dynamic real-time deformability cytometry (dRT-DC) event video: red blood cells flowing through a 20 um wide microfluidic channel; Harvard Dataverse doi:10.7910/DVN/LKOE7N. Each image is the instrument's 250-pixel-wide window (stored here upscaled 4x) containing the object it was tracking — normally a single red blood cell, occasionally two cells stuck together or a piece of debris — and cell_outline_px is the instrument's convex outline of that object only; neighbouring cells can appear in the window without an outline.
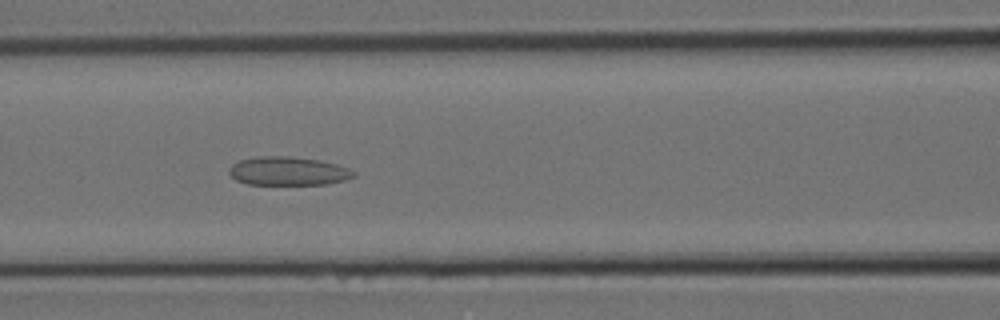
{"species": "Egyptian fruit bat (a non-hibernating species)", "species_latin": "Rousettus aegyptiacus", "temperature_condition": "room temperature", "stored_images_in_passage": 7, "camera_frame_rate_fps": 3000, "um_per_image_px": 0.085, "animal": {"sex": "female"}, "frame": {"image": 1, "passage_image": 6, "time_ms": 1.667, "image_size_px": [1000, 320], "cell_outline_px": [[356, 176], [344, 180], [324, 184], [248, 184], [236, 180], [228, 172], [228, 168], [232, 164], [240, 160], [256, 156], [292, 156], [320, 160], [336, 164], [348, 168], [356, 172]], "centroid_in_image_um": [24.48, 14.53], "position_along_channel_um": 142.1, "area_um2": 20.81}}
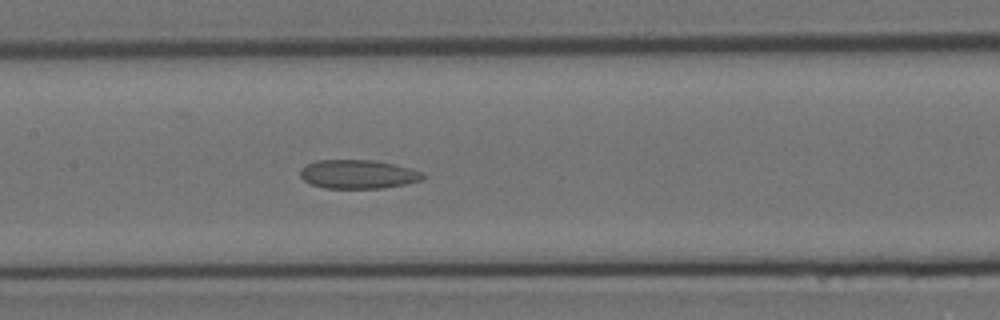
{"frame": {"image": 2, "passage_image": 7, "time_ms": 2.0, "image_size_px": [1000, 320], "cell_outline_px": [[424, 180], [384, 188], [324, 188], [312, 184], [304, 180], [300, 176], [300, 168], [316, 160], [376, 160], [396, 164], [412, 168], [424, 172]], "centroid_in_image_um": [30.47, 14.8], "position_along_channel_um": 176.9, "area_um2": 20.81}}